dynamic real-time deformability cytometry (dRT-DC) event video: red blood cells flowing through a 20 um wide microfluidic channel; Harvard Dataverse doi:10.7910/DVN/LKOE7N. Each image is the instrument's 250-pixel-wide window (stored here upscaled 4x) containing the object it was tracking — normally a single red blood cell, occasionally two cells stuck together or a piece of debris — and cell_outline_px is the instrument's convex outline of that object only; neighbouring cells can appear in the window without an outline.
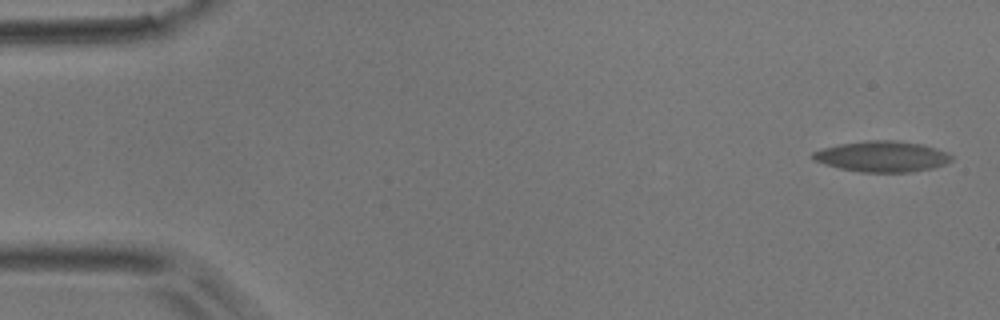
{"species": "common noctule bat (a hibernating species)", "species_latin": "Nyctalus noctula", "temperature_condition": "room temperature", "stored_images_in_passage": 52, "camera_frame_rate_fps": 3000, "um_per_image_px": 0.085, "animal": {"sex": "male", "body_mass_g": 17.9}, "frame": {"image": 1, "passage_image": 1, "time_ms": 0.0, "image_size_px": [1000, 320], "cell_outline_px": [[952, 160], [944, 164], [932, 168], [912, 172], [860, 172], [840, 168], [824, 164], [812, 160], [808, 156], [812, 152], [820, 148], [840, 144], [868, 140], [896, 140], [924, 144], [948, 152], [952, 156]], "centroid_in_image_um": [74.94, 13.29], "position_along_channel_um": 10.1, "area_um2": 25.2}}
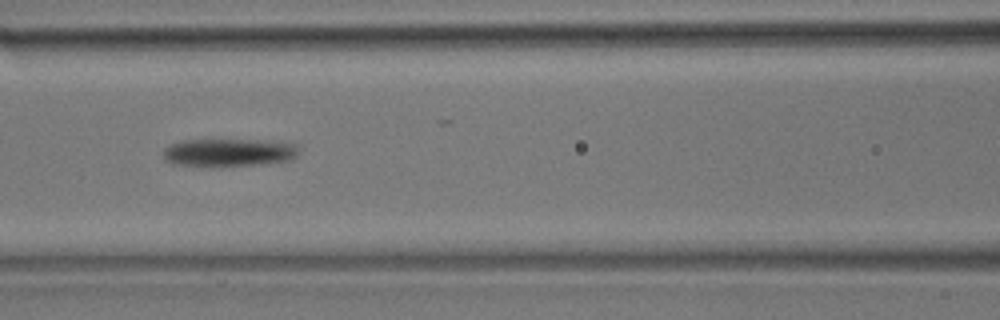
{"frame": {"image": 2, "passage_image": 23, "time_ms": 7.333, "image_size_px": [1000, 320], "cell_outline_px": [[300, 148], [296, 156], [292, 160], [268, 164], [220, 168], [208, 168], [172, 164], [164, 160], [164, 148], [172, 144], [184, 140], [276, 140], [300, 144]], "centroid_in_image_um": [19.52, 13.0], "position_along_channel_um": 147.1, "area_um2": 23.29}}
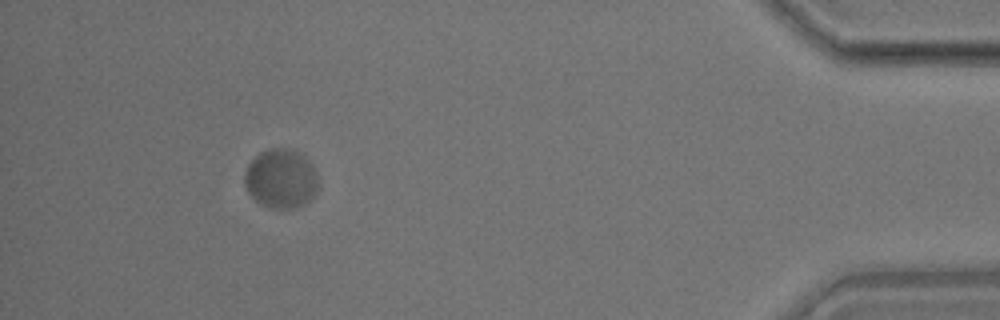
{"frame": {"image": 3, "passage_image": 50, "time_ms": 16.333, "image_size_px": [1000, 320], "cell_outline_px": [[320, 184], [316, 192], [304, 204], [296, 208], [268, 208], [260, 204], [248, 192], [244, 184], [244, 172], [248, 164], [260, 152], [268, 148], [288, 148], [300, 152], [316, 168]], "centroid_in_image_um": [23.9, 15.18], "position_along_channel_um": 411.3, "area_um2": 25.89}}